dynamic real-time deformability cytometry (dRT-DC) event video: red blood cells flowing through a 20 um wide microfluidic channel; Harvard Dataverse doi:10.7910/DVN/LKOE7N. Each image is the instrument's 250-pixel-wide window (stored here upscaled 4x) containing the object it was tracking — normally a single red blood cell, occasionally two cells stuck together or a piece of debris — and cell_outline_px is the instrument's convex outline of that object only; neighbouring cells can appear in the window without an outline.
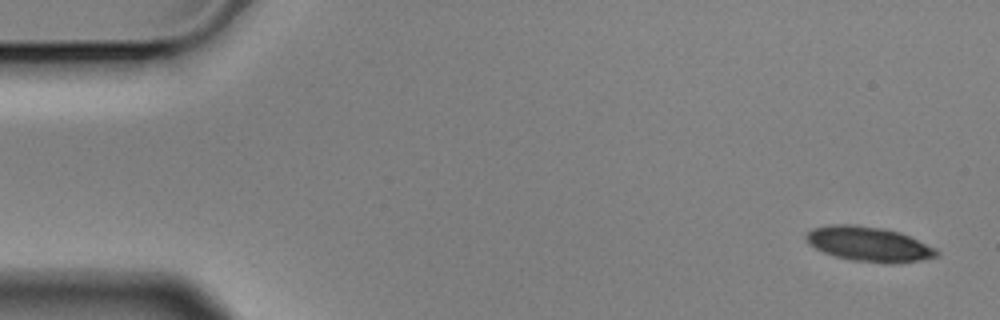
{"species": "Egyptian fruit bat (a non-hibernating species)", "species_latin": "Rousettus aegyptiacus", "temperature_condition": "cold", "stored_images_in_passage": 6, "camera_frame_rate_fps": 3000, "um_per_image_px": 0.085, "animal": {"sex": "male"}, "frame": {"image": 1, "passage_image": 1, "time_ms": 0.0, "image_size_px": [1000, 320], "cell_outline_px": [[940, 256], [920, 260], [852, 260], [836, 256], [824, 252], [808, 244], [804, 236], [812, 228], [832, 224], [856, 224], [884, 228], [900, 232], [936, 248], [940, 252]], "centroid_in_image_um": [73.8, 20.68], "position_along_channel_um": 11.2, "area_um2": 25.61}}
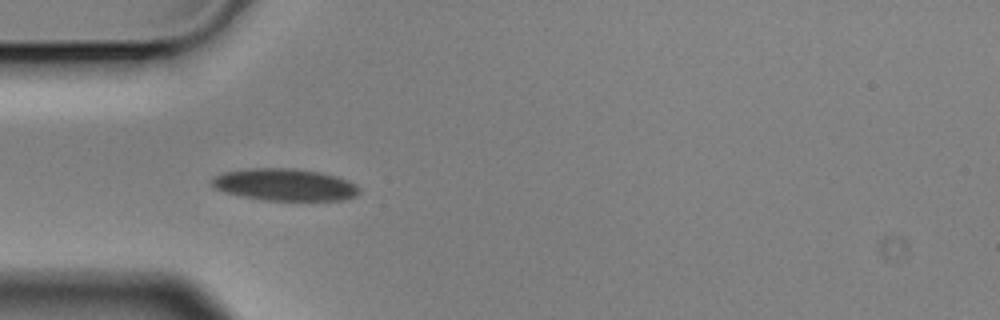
{"frame": {"image": 2, "passage_image": 5, "time_ms": 1.333, "image_size_px": [1000, 320], "cell_outline_px": [[360, 192], [356, 196], [344, 200], [268, 200], [240, 196], [224, 192], [216, 188], [212, 184], [212, 180], [216, 176], [224, 172], [248, 168], [296, 168], [336, 176], [348, 180], [356, 184], [360, 188]], "centroid_in_image_um": [24.24, 15.7], "position_along_channel_um": 60.8, "area_um2": 27.46}}
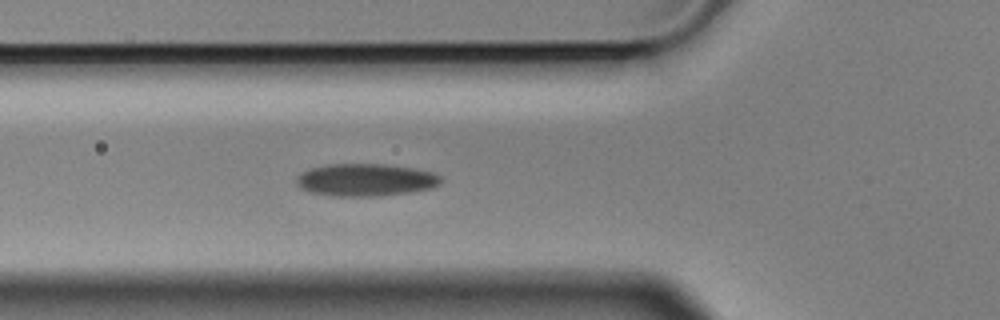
{"frame": {"image": 3, "passage_image": 6, "time_ms": 1.667, "image_size_px": [1000, 320], "cell_outline_px": [[440, 184], [432, 188], [412, 192], [380, 196], [332, 196], [312, 192], [300, 188], [296, 184], [296, 176], [312, 168], [328, 164], [384, 164], [412, 168], [432, 172], [440, 176]], "centroid_in_image_um": [31.08, 15.3], "position_along_channel_um": 94.7, "area_um2": 27.28}}